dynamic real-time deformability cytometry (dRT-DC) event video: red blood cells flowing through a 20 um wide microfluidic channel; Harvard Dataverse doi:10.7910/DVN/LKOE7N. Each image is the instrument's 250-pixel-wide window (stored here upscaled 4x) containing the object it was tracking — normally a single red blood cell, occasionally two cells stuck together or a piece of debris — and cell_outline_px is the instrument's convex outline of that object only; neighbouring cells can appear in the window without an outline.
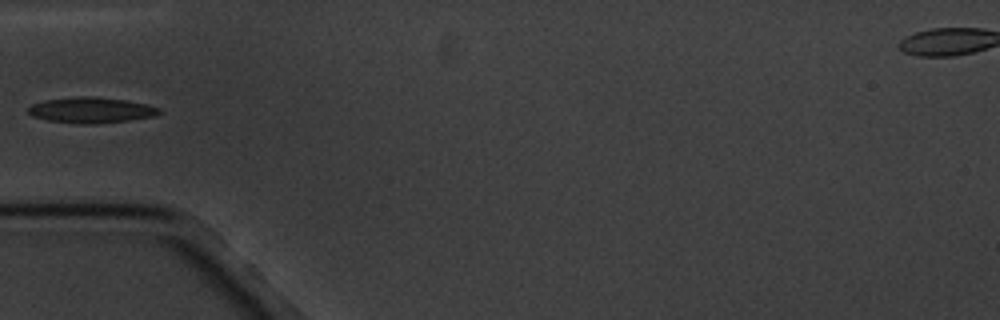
{"species": "common noctule bat (a hibernating species)", "species_latin": "Nyctalus noctula", "temperature_condition": "cold", "stored_images_in_passage": 6, "camera_frame_rate_fps": 3000, "um_per_image_px": 0.085, "animal": {"sex": "male", "body_mass_g": 20.1, "forearm_length_mm": 53.5}, "frame": {"image": 1, "passage_image": 5, "time_ms": 5.333, "image_size_px": [1000, 320], "cell_outline_px": [[160, 112], [156, 116], [128, 120], [96, 124], [80, 124], [48, 120], [32, 116], [28, 112], [28, 108], [32, 104], [44, 100], [80, 96], [84, 96], [124, 100], [144, 104], [160, 108]], "centroid_in_image_um": [7.72, 9.37], "position_along_channel_um": 77.3, "area_um2": 19.36}}
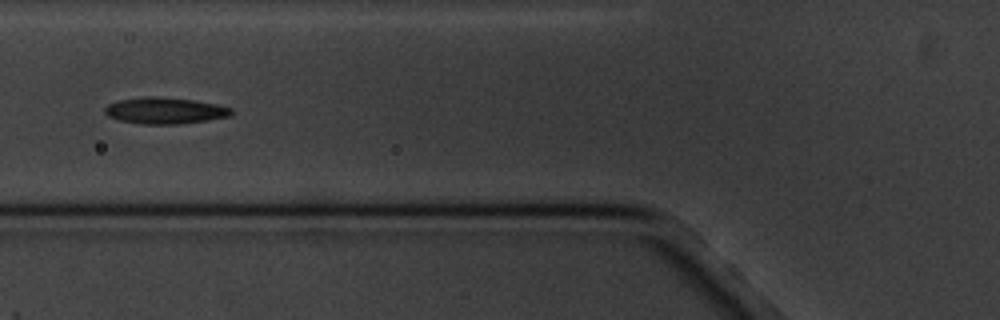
{"frame": {"image": 2, "passage_image": 6, "time_ms": 6.333, "image_size_px": [1000, 320], "cell_outline_px": [[232, 112], [228, 116], [208, 120], [180, 124], [140, 124], [120, 120], [108, 116], [104, 112], [104, 108], [108, 104], [120, 100], [144, 96], [156, 96], [192, 100], [216, 104], [232, 108]], "centroid_in_image_um": [13.99, 9.4], "position_along_channel_um": 111.8, "area_um2": 19.36}}